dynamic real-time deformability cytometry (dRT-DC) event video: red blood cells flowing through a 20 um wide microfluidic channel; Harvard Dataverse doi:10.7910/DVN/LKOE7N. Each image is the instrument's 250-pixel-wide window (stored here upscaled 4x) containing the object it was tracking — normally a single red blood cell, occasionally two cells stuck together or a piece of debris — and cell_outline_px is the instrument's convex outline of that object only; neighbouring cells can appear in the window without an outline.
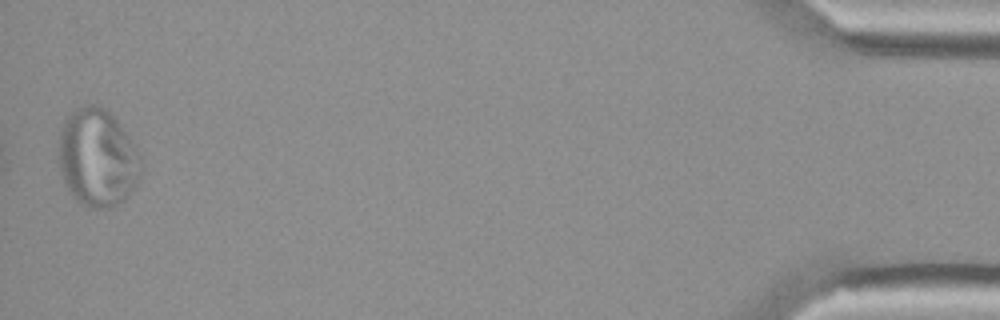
{"species": "Egyptian fruit bat (a non-hibernating species)", "species_latin": "Rousettus aegyptiacus", "temperature_condition": "cold", "stored_images_in_passage": 40, "camera_frame_rate_fps": 3000, "um_per_image_px": 0.085, "animal": {"sex": "female"}, "frame": {"image": 1, "passage_image": 40, "time_ms": 13.0, "image_size_px": [1000, 320], "cell_outline_px": [[144, 164], [140, 180], [124, 200], [116, 204], [96, 208], [88, 208], [80, 204], [72, 196], [64, 184], [56, 160], [56, 152], [60, 132], [64, 120], [76, 108], [88, 104], [100, 104], [116, 120], [136, 144], [140, 152]], "centroid_in_image_um": [8.28, 13.41], "position_along_channel_um": 426.9, "area_um2": 48.09}}